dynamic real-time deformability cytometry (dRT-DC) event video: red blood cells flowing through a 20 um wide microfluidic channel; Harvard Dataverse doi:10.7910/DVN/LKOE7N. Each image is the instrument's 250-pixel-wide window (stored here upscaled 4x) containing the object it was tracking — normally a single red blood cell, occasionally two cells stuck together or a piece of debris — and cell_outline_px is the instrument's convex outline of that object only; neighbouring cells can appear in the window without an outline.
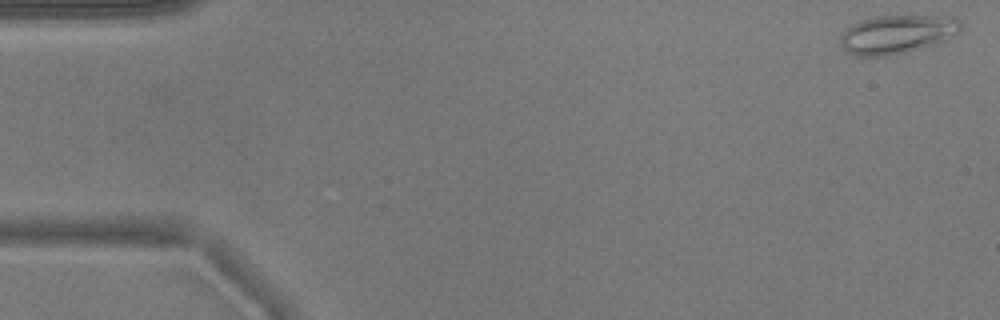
{"species": "common noctule bat (a hibernating species)", "species_latin": "Nyctalus noctula", "temperature_condition": "warm", "stored_images_in_passage": 7, "camera_frame_rate_fps": 3000, "um_per_image_px": 0.085, "animal": {"sex": "male", "body_mass_g": 17.9}, "frame": {"image": 1, "passage_image": 1, "time_ms": 0.0, "image_size_px": [1000, 320], "cell_outline_px": [[960, 28], [956, 32], [944, 40], [936, 44], [888, 56], [856, 56], [848, 52], [840, 44], [840, 36], [852, 24], [860, 20], [872, 16], [952, 16], [960, 20]], "centroid_in_image_um": [76.21, 2.9], "position_along_channel_um": 8.8, "area_um2": 26.88}}